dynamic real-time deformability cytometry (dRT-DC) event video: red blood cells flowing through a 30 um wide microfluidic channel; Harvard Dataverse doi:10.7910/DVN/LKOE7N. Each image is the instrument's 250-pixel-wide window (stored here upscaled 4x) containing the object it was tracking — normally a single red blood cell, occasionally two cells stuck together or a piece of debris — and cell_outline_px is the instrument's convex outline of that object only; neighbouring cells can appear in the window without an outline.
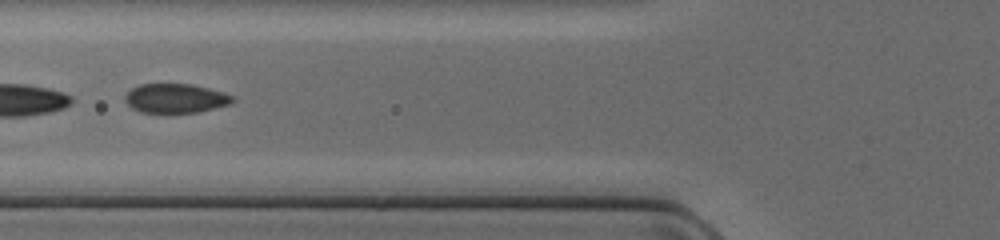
{"species": "common noctule bat (a hibernating species)", "species_latin": "Nyctalus noctula", "temperature_condition": "cold", "stored_images_in_passage": 47, "segment_of_instrument_passage": [2, 2], "camera_frame_rate_fps": 3000, "um_per_image_px": 0.085, "animal": {"sex": "female", "body_mass_g": 17.0, "forearm_length_mm": 48.0}, "frame": {"image": 1, "passage_image": 18, "time_ms": 5.667, "image_size_px": [1000, 240], "cell_outline_px": [[236, 100], [228, 104], [196, 112], [140, 112], [132, 108], [124, 100], [124, 96], [132, 88], [140, 84], [192, 84], [224, 92], [236, 96]], "centroid_in_image_um": [14.93, 8.34], "position_along_channel_um": 110.9, "area_um2": 18.21}}